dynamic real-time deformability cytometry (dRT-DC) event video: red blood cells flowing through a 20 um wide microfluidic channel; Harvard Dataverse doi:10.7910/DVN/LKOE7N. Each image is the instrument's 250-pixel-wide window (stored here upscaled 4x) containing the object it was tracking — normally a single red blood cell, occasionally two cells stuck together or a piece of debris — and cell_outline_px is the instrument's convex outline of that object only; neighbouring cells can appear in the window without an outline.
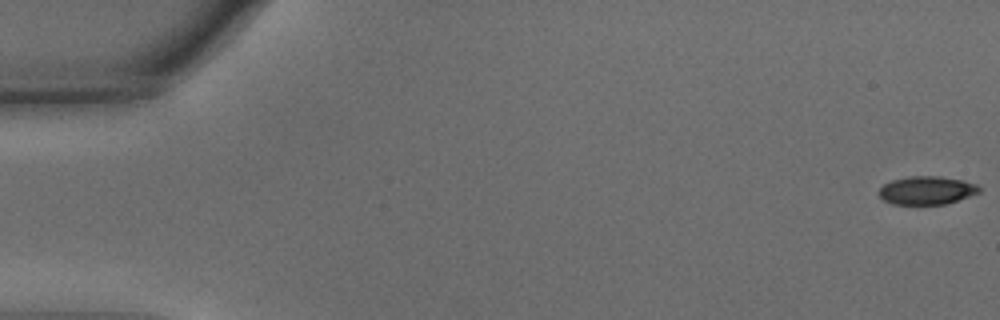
{"species": "common noctule bat (a hibernating species)", "species_latin": "Nyctalus noctula", "temperature_condition": "warm", "stored_images_in_passage": 14, "camera_frame_rate_fps": 3000, "um_per_image_px": 0.085, "animal": {"sex": "male", "body_mass_g": 15.6}, "frame": {"image": 1, "passage_image": 1, "time_ms": 0.0, "image_size_px": [1000, 320], "cell_outline_px": [[980, 192], [944, 204], [892, 204], [884, 200], [880, 196], [880, 188], [884, 184], [892, 180], [908, 176], [940, 176], [960, 180], [976, 184], [980, 188]], "centroid_in_image_um": [78.75, 16.17], "position_along_channel_um": 6.3, "area_um2": 16.24}}